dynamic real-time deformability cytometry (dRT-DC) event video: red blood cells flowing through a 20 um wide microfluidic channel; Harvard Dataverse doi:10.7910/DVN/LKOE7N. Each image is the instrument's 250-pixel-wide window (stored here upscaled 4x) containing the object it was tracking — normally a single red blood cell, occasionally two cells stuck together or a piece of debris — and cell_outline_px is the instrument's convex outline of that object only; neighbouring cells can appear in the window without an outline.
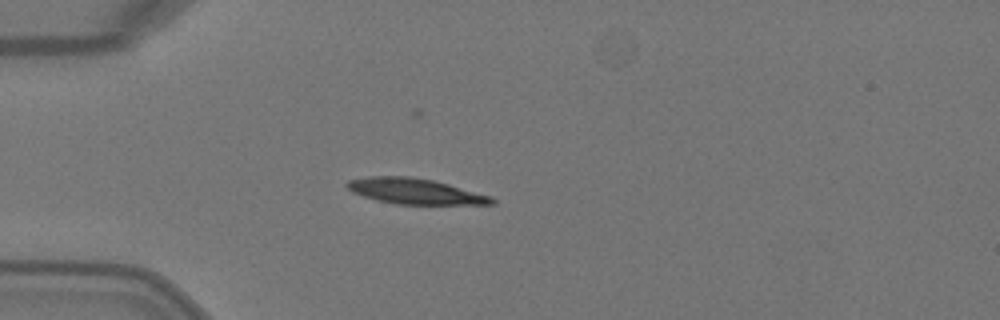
{"species": "Egyptian fruit bat (a non-hibernating species)", "species_latin": "Rousettus aegyptiacus", "temperature_condition": "warm", "stored_images_in_passage": 5, "camera_frame_rate_fps": 3000, "um_per_image_px": 0.085, "animal": {"sex": "female"}, "frame": {"image": 1, "passage_image": 4, "time_ms": 1.0, "image_size_px": [1000, 320], "cell_outline_px": [[496, 204], [396, 204], [376, 200], [352, 192], [344, 184], [348, 180], [368, 176], [408, 176], [432, 180], [448, 184], [492, 196], [496, 200]], "centroid_in_image_um": [35.27, 16.25], "position_along_channel_um": 49.7, "area_um2": 21.56}}